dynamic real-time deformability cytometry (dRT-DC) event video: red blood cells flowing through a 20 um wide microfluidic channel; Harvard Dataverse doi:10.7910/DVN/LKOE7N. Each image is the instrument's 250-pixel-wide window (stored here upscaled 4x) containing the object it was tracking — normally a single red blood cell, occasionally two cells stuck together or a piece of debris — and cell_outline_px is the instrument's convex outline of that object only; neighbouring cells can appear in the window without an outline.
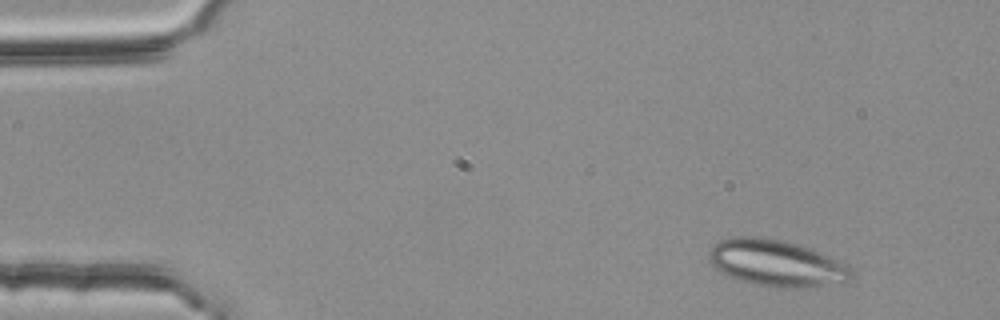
{"species": "common noctule bat (a hibernating species)", "species_latin": "Nyctalus noctula", "temperature_condition": "room temperature", "stored_images_in_passage": 4, "camera_frame_rate_fps": 3000, "um_per_image_px": 0.085, "animal": {"sex": "female", "body_mass_g": 25.1}, "frame": {"image": 1, "passage_image": 1, "time_ms": 0.0, "image_size_px": [1000, 320], "cell_outline_px": [[852, 276], [848, 280], [804, 288], [776, 288], [756, 284], [740, 280], [728, 276], [720, 272], [708, 260], [708, 252], [712, 244], [720, 240], [732, 236], [760, 236], [800, 244], [820, 252], [852, 268]], "centroid_in_image_um": [65.92, 22.35], "position_along_channel_um": 19.1, "area_um2": 38.67}}